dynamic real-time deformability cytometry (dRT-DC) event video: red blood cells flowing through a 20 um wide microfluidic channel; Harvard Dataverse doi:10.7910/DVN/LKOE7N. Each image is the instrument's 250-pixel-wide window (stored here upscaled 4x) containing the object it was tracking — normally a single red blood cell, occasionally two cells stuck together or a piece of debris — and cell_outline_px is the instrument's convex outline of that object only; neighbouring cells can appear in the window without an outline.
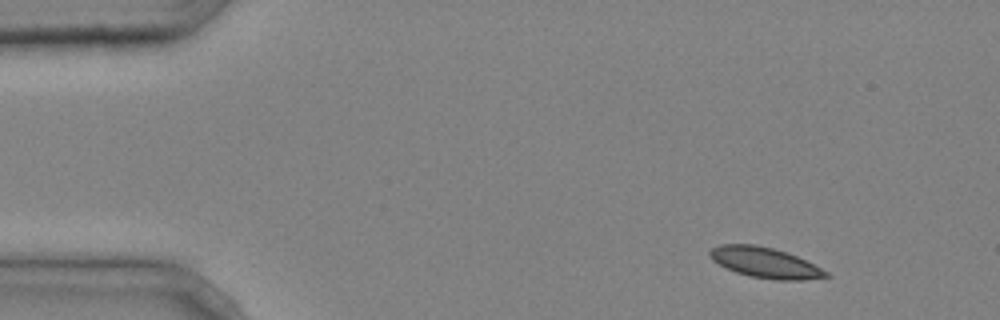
{"species": "common noctule bat (a hibernating species)", "species_latin": "Nyctalus noctula", "temperature_condition": "cold", "stored_images_in_passage": 4, "camera_frame_rate_fps": 3000, "um_per_image_px": 0.085, "animal": {"sex": "male", "body_mass_g": 20.4}, "frame": {"image": 1, "passage_image": 1, "time_ms": 0.0, "image_size_px": [1000, 320], "cell_outline_px": [[828, 276], [804, 280], [776, 280], [748, 276], [736, 272], [712, 260], [708, 256], [708, 252], [712, 248], [720, 244], [756, 244], [772, 248], [796, 256], [828, 272]], "centroid_in_image_um": [64.97, 22.32], "position_along_channel_um": 20.0, "area_um2": 20.35}}
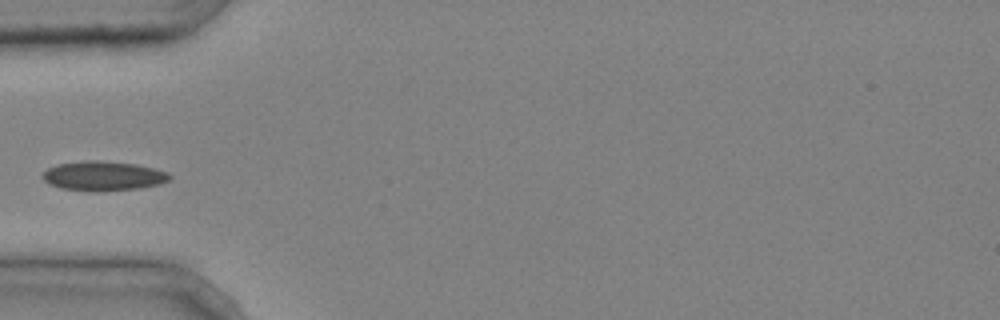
{"frame": {"image": 2, "passage_image": 4, "time_ms": 1.0, "image_size_px": [1000, 320], "cell_outline_px": [[172, 180], [160, 184], [140, 188], [60, 188], [48, 184], [40, 176], [48, 168], [56, 164], [84, 160], [100, 160], [136, 164], [168, 172], [172, 176]], "centroid_in_image_um": [8.79, 14.89], "position_along_channel_um": 76.2, "area_um2": 21.04}}